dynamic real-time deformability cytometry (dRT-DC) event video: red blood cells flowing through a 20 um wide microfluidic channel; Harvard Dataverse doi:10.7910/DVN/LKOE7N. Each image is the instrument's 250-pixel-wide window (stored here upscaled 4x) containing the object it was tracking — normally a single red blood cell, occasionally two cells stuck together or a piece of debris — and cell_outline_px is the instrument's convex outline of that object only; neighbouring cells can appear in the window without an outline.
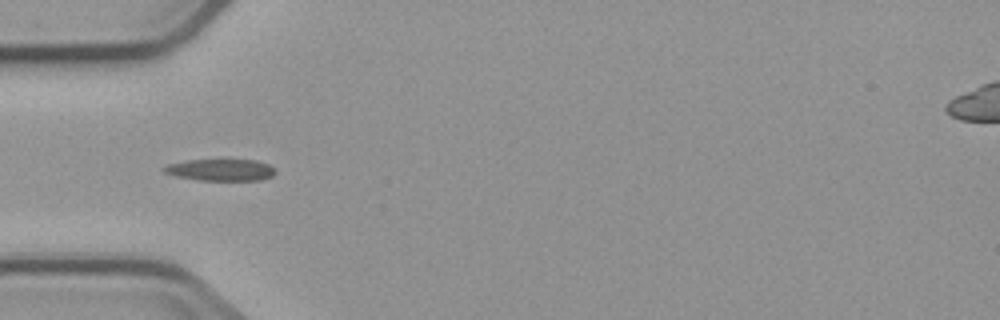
{"species": "common noctule bat (a hibernating species)", "species_latin": "Nyctalus noctula", "temperature_condition": "cold", "stored_images_in_passage": 15, "camera_frame_rate_fps": 3000, "um_per_image_px": 0.085, "animal": {"sex": "male", "body_mass_g": 23.1, "forearm_length_mm": 52.7}, "frame": {"image": 1, "passage_image": 5, "time_ms": 5.667, "image_size_px": [1000, 320], "cell_outline_px": [[276, 172], [272, 176], [260, 180], [196, 180], [176, 176], [164, 172], [160, 168], [168, 164], [184, 160], [256, 160], [268, 164], [276, 168]], "centroid_in_image_um": [18.74, 14.44], "position_along_channel_um": 66.3, "area_um2": 14.22}}
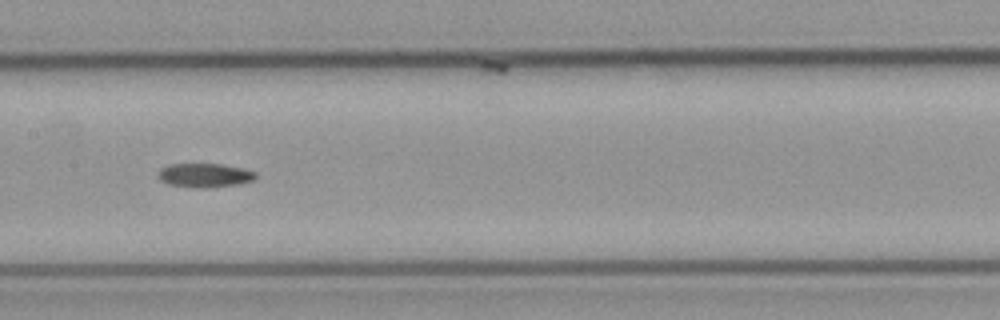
{"frame": {"image": 2, "passage_image": 8, "time_ms": 9.0, "image_size_px": [1000, 320], "cell_outline_px": [[256, 176], [252, 180], [236, 184], [204, 188], [200, 188], [168, 184], [160, 180], [156, 176], [160, 168], [168, 164], [220, 164], [244, 168], [256, 172]], "centroid_in_image_um": [17.35, 14.89], "position_along_channel_um": 190.1, "area_um2": 13.58}}
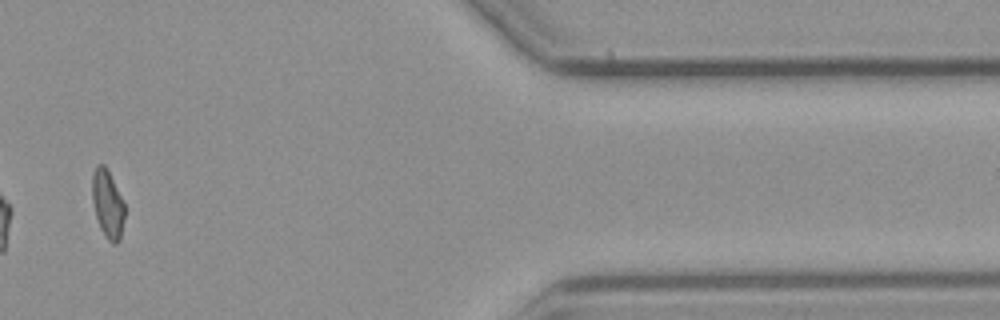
{"frame": {"image": 3, "passage_image": 14, "time_ms": 16.0, "image_size_px": [1000, 320], "cell_outline_px": [[124, 216], [120, 240], [116, 244], [112, 244], [104, 236], [100, 228], [96, 216], [92, 200], [92, 172], [96, 164], [104, 164], [124, 200]], "centroid_in_image_um": [9.14, 17.34], "position_along_channel_um": 402.3, "area_um2": 13.01}}